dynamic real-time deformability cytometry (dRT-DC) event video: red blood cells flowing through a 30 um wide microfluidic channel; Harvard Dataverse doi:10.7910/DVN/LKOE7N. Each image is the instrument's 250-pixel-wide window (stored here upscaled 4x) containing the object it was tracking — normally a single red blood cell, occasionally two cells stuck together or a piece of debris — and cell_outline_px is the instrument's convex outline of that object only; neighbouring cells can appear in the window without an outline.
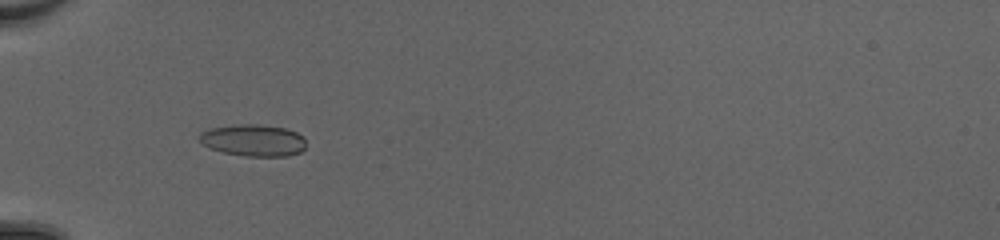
{"species": "common noctule bat (a hibernating species)", "species_latin": "Nyctalus noctula", "temperature_condition": "cold", "stored_images_in_passage": 51, "camera_frame_rate_fps": 3000, "um_per_image_px": 0.085, "animal": {"sex": "female", "body_mass_g": 20.0, "forearm_length_mm": 54.0}, "frame": {"image": 1, "passage_image": 19, "time_ms": 6.0, "image_size_px": [1000, 240], "cell_outline_px": [[304, 148], [300, 152], [288, 156], [244, 156], [224, 152], [208, 148], [200, 140], [200, 132], [208, 128], [236, 124], [260, 124], [284, 128], [296, 132], [304, 136]], "centroid_in_image_um": [21.52, 11.92], "position_along_channel_um": 63.5, "area_um2": 19.83}}
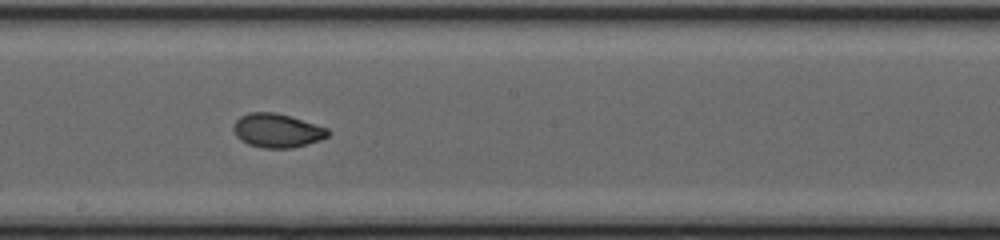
{"frame": {"image": 2, "passage_image": 31, "time_ms": 10.0, "image_size_px": [1000, 240], "cell_outline_px": [[332, 132], [328, 136], [320, 140], [292, 148], [264, 148], [248, 144], [240, 140], [236, 136], [232, 128], [236, 120], [240, 116], [248, 112], [276, 112], [292, 116], [328, 128]], "centroid_in_image_um": [23.56, 11.08], "position_along_channel_um": 224.6, "area_um2": 18.9}}
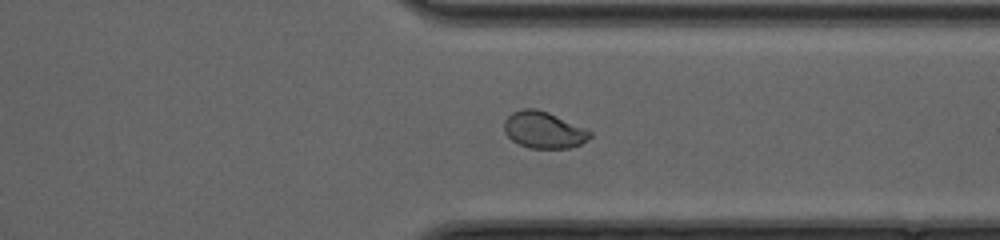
{"frame": {"image": 3, "passage_image": 41, "time_ms": 13.333, "image_size_px": [1000, 240], "cell_outline_px": [[592, 136], [580, 144], [568, 148], [528, 148], [512, 140], [504, 132], [504, 120], [512, 112], [524, 108], [536, 108], [548, 112], [588, 128], [592, 132]], "centroid_in_image_um": [46.23, 11.03], "position_along_channel_um": 365.2, "area_um2": 18.5}, "authors_computed_cell_mechanics": {"area_um2": 18.9584, "velocity_mm_per_s": 4.2307, "shape_relaxation_time_tau1_ms": 6.228, "shape_relaxation_time_tau2_ms": 1.0184, "deformation_change_tau1": 0.1718, "deformation_change_tau2": 0.0509}}